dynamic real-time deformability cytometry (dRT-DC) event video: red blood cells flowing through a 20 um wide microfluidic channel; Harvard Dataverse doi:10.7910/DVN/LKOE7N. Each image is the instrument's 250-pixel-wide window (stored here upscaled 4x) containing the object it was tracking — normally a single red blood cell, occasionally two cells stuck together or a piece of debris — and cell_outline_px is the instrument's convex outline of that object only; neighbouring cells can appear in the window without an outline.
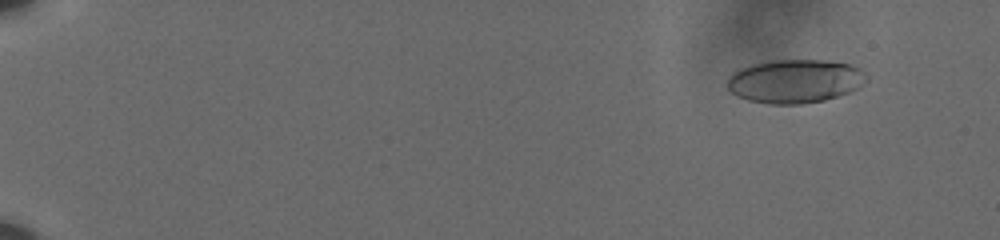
{"species": "human", "species_latin": "Homo sapiens", "temperature_condition": "cold", "stored_images_in_passage": 61, "camera_frame_rate_fps": 3000, "um_per_image_px": 0.085, "donor": {"sex": "male"}, "frame": {"image": 1, "passage_image": 7, "time_ms": 2.0, "image_size_px": [1000, 240], "cell_outline_px": [[868, 80], [860, 88], [824, 100], [800, 104], [768, 104], [748, 100], [736, 96], [728, 88], [728, 76], [740, 68], [752, 64], [768, 60], [824, 60], [852, 64], [860, 68], [868, 76]], "centroid_in_image_um": [67.59, 6.89], "position_along_channel_um": 17.4, "area_um2": 35.66}}
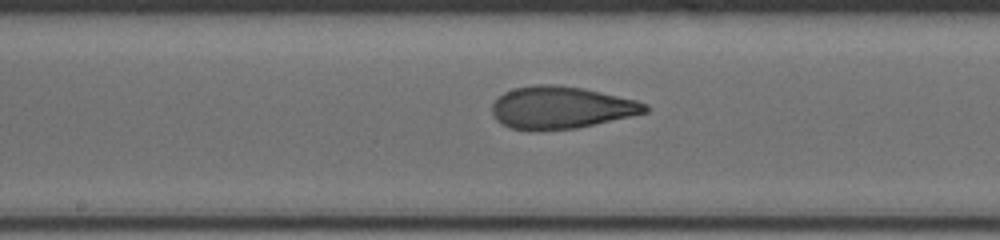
{"frame": {"image": 2, "passage_image": 36, "time_ms": 11.667, "image_size_px": [1000, 240], "cell_outline_px": [[648, 112], [576, 128], [532, 132], [512, 128], [500, 124], [496, 120], [492, 112], [492, 104], [504, 92], [512, 88], [536, 84], [548, 84], [584, 88], [636, 100], [648, 104]], "centroid_in_image_um": [47.65, 9.15], "position_along_channel_um": 200.6, "area_um2": 37.92}}
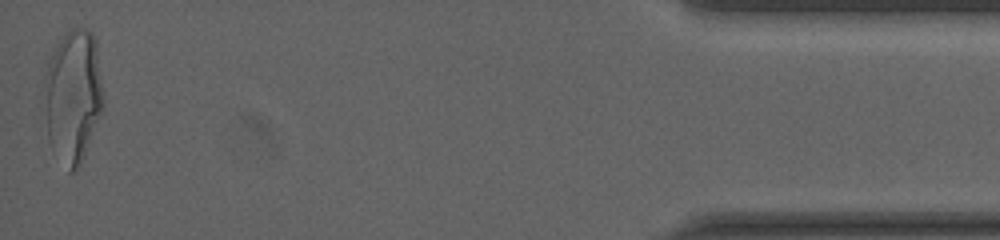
{"frame": {"image": 3, "passage_image": 61, "time_ms": 20.0, "image_size_px": [1000, 240], "cell_outline_px": [[104, 108], [84, 156], [76, 172], [68, 172], [48, 136], [44, 84], [44, 76], [52, 52], [60, 36], [72, 28], [88, 28], [92, 32], [96, 40], [104, 96]], "centroid_in_image_um": [6.25, 8.1], "position_along_channel_um": 429.0, "area_um2": 45.84}, "authors_computed_cell_mechanics": {"area_um2": 36.703, "velocity_mm_per_s": 3.6167, "shape_relaxation_time_tau1_ms": 5.9733, "shape_relaxation_time_tau2_ms": 1.3124, "deformation_change_tau1": 0.2169, "deformation_change_tau2": 0.086}}